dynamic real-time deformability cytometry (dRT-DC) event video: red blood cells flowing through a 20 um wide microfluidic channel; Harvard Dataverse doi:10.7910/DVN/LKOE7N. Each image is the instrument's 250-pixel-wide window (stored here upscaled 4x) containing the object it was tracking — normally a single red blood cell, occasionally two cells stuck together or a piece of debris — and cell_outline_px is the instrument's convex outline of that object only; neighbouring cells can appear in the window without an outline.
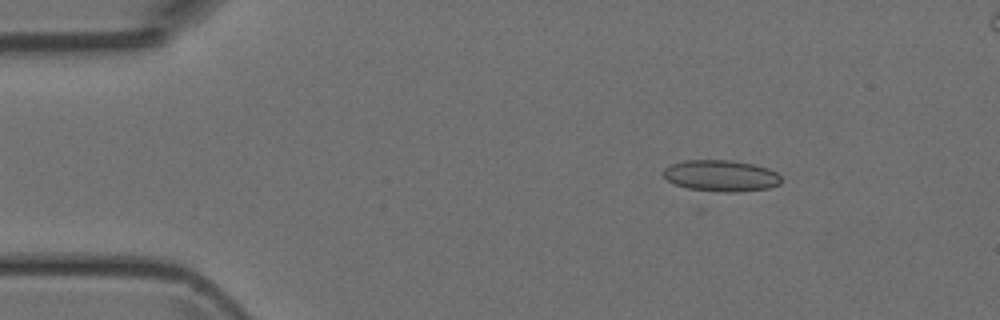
{"species": "Egyptian fruit bat (a non-hibernating species)", "species_latin": "Rousettus aegyptiacus", "temperature_condition": "room temperature", "stored_images_in_passage": 3, "camera_frame_rate_fps": 3000, "um_per_image_px": 0.085, "animal": {"sex": "female"}, "frame": {"image": 1, "passage_image": 2, "time_ms": 1.0, "image_size_px": [1000, 320], "cell_outline_px": [[780, 184], [768, 188], [736, 192], [696, 192], [676, 184], [668, 180], [664, 176], [664, 168], [672, 164], [684, 160], [732, 160], [752, 164], [768, 168], [776, 172], [780, 176]], "centroid_in_image_um": [61.26, 14.96], "position_along_channel_um": 23.7, "area_um2": 21.79}}